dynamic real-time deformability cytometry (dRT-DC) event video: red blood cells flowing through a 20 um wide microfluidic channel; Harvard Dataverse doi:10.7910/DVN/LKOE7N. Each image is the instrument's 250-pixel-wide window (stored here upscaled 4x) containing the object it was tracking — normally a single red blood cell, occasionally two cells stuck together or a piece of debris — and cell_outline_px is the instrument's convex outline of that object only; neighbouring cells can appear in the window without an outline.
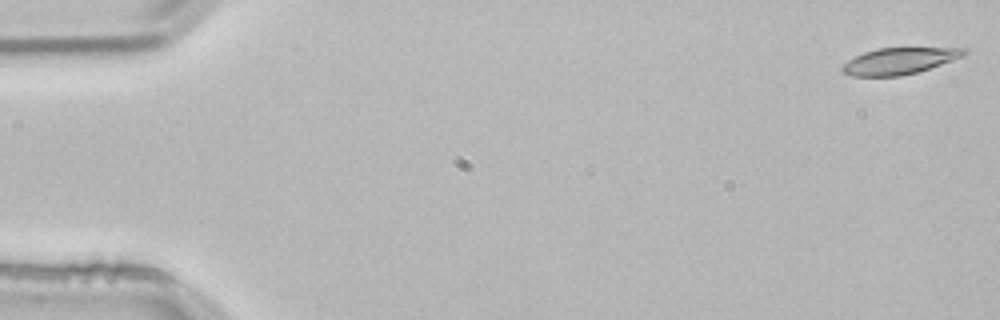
{"species": "common noctule bat (a hibernating species)", "species_latin": "Nyctalus noctula", "temperature_condition": "room temperature", "stored_images_in_passage": 9, "camera_frame_rate_fps": 3000, "um_per_image_px": 0.085, "animal": {"sex": "male", "body_mass_g": 21.5, "forearm_length_mm": 52.0}, "frame": {"image": 1, "passage_image": 1, "time_ms": 0.0, "image_size_px": [1000, 320], "cell_outline_px": [[968, 52], [964, 56], [916, 72], [900, 76], [852, 76], [844, 72], [840, 68], [848, 60], [864, 52], [876, 48], [968, 48]], "centroid_in_image_um": [76.44, 5.17], "position_along_channel_um": 8.6, "area_um2": 18.55}}